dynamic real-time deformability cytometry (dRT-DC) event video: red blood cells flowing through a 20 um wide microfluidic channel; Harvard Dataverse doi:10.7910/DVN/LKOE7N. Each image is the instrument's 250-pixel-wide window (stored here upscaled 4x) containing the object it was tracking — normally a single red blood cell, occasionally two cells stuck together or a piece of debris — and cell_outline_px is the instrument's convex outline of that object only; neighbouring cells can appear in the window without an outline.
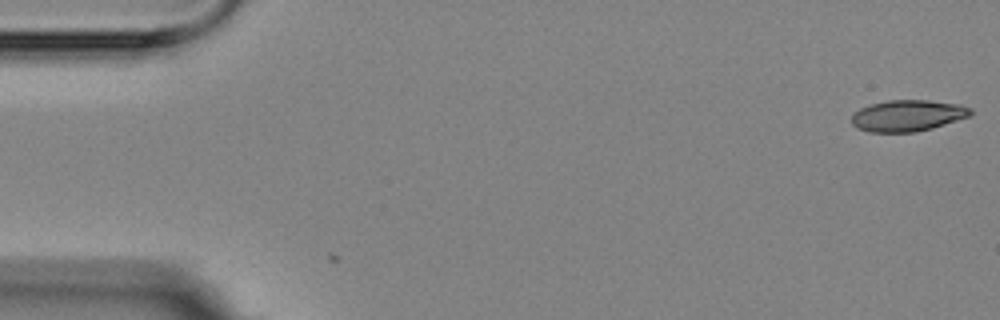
{"species": "Egyptian fruit bat (a non-hibernating species)", "species_latin": "Rousettus aegyptiacus", "temperature_condition": "room temperature", "stored_images_in_passage": 3, "camera_frame_rate_fps": 3000, "um_per_image_px": 0.085, "animal": {"sex": "female"}, "frame": {"image": 1, "passage_image": 1, "time_ms": 0.0, "image_size_px": [1000, 320], "cell_outline_px": [[972, 116], [932, 128], [916, 132], [868, 132], [856, 128], [852, 124], [852, 116], [860, 108], [868, 104], [888, 100], [928, 100], [960, 104], [972, 108]], "centroid_in_image_um": [77.17, 9.82], "position_along_channel_um": 7.8, "area_um2": 21.96}}